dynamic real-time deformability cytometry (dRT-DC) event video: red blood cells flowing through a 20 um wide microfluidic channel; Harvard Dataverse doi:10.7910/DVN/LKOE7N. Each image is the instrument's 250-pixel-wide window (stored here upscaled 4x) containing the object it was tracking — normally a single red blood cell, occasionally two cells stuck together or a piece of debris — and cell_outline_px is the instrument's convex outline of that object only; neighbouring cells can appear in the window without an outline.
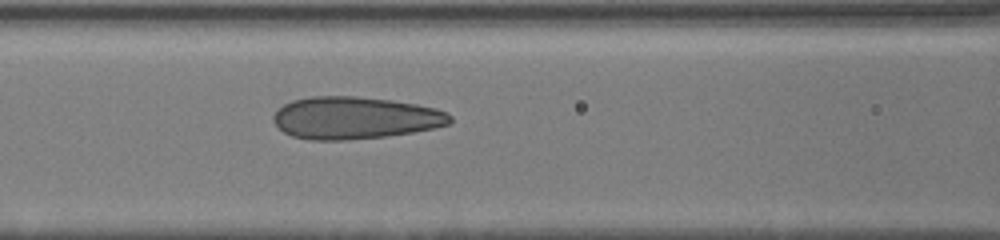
{"species": "human", "species_latin": "Homo sapiens", "temperature_condition": "cold", "stored_images_in_passage": 21, "camera_frame_rate_fps": 3000, "um_per_image_px": 0.085, "donor": {"sex": "male"}, "frame": {"image": 1, "passage_image": 21, "time_ms": 7.667, "image_size_px": [1000, 240], "cell_outline_px": [[452, 120], [448, 124], [432, 128], [412, 132], [384, 136], [344, 140], [308, 140], [292, 136], [284, 132], [272, 120], [272, 116], [284, 104], [292, 100], [308, 96], [356, 96], [392, 100], [416, 104], [436, 108], [448, 112], [452, 116]], "centroid_in_image_um": [30.16, 10.01], "position_along_channel_um": 136.4, "area_um2": 43.52}}